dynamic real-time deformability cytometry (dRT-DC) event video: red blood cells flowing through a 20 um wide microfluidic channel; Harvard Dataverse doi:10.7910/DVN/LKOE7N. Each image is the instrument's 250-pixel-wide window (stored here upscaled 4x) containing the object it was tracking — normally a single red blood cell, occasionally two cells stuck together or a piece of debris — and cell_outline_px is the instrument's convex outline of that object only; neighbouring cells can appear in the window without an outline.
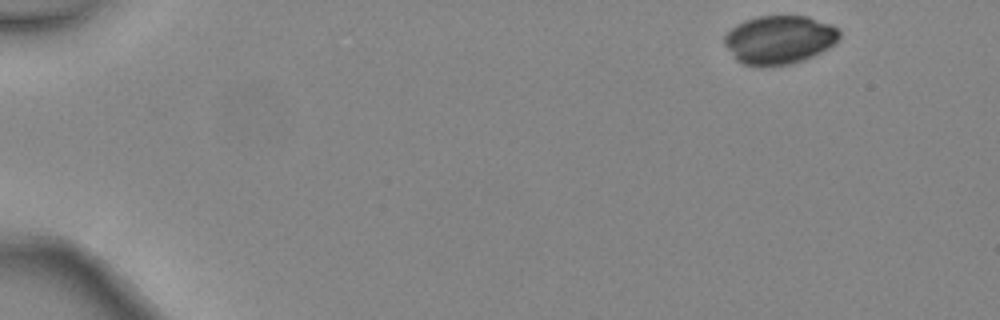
{"species": "common noctule bat (a hibernating species)", "species_latin": "Nyctalus noctula", "temperature_condition": "warm", "stored_images_in_passage": 4, "camera_frame_rate_fps": 3000, "um_per_image_px": 0.085, "animal": {"sex": "female", "body_mass_g": 24.6, "forearm_length_mm": 56.2}, "frame": {"image": 1, "passage_image": 1, "time_ms": 0.0, "image_size_px": [1000, 320], "cell_outline_px": [[840, 36], [828, 48], [804, 60], [792, 64], [764, 68], [760, 68], [744, 64], [736, 60], [724, 44], [724, 36], [736, 24], [760, 16], [808, 16], [832, 24], [840, 32]], "centroid_in_image_um": [66.22, 3.4], "position_along_channel_um": 18.8, "area_um2": 32.71}}